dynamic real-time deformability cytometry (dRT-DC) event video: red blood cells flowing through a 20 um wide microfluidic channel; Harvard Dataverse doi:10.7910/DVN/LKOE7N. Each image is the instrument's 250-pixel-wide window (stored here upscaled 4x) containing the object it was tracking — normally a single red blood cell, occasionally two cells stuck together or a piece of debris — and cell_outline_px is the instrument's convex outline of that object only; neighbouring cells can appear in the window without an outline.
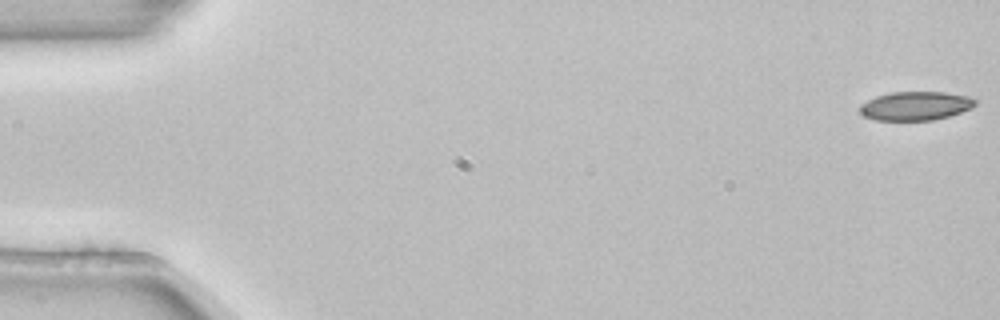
{"species": "common noctule bat (a hibernating species)", "species_latin": "Nyctalus noctula", "temperature_condition": "room temperature", "stored_images_in_passage": 5, "camera_frame_rate_fps": 3000, "um_per_image_px": 0.085, "animal": {"sex": "female", "body_mass_g": 22.7, "forearm_length_mm": 54.2}, "frame": {"image": 1, "passage_image": 1, "time_ms": 0.0, "image_size_px": [1000, 320], "cell_outline_px": [[980, 100], [972, 108], [948, 116], [932, 120], [876, 120], [864, 116], [860, 112], [860, 104], [876, 96], [892, 92], [944, 92], [968, 96]], "centroid_in_image_um": [77.85, 8.99], "position_along_channel_um": 7.2, "area_um2": 19.36}}
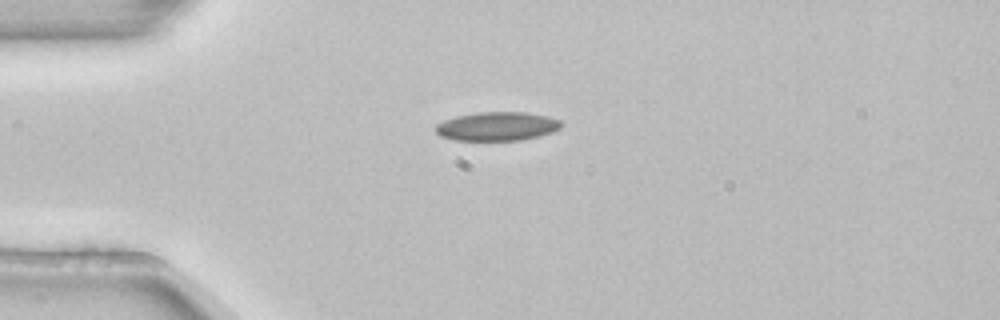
{"frame": {"image": 2, "passage_image": 4, "time_ms": 1.0, "image_size_px": [1000, 320], "cell_outline_px": [[564, 124], [560, 128], [552, 132], [540, 136], [520, 140], [452, 140], [440, 136], [436, 132], [436, 124], [444, 120], [456, 116], [476, 112], [524, 112], [548, 116], [560, 120]], "centroid_in_image_um": [42.26, 10.73], "position_along_channel_um": 42.7, "area_um2": 21.21}}